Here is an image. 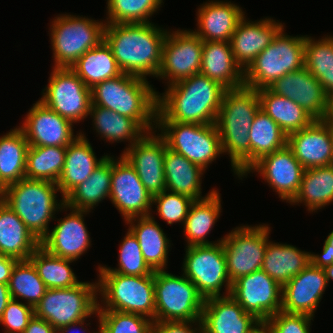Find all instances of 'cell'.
Segmentation results:
<instances>
[{
  "label": "cell",
  "instance_id": "6da1fadb",
  "mask_svg": "<svg viewBox=\"0 0 333 333\" xmlns=\"http://www.w3.org/2000/svg\"><path fill=\"white\" fill-rule=\"evenodd\" d=\"M226 90L201 73L173 83L158 93L156 122L215 123Z\"/></svg>",
  "mask_w": 333,
  "mask_h": 333
},
{
  "label": "cell",
  "instance_id": "7a4b0ae2",
  "mask_svg": "<svg viewBox=\"0 0 333 333\" xmlns=\"http://www.w3.org/2000/svg\"><path fill=\"white\" fill-rule=\"evenodd\" d=\"M167 30L149 23L106 24L104 40L122 73L157 77Z\"/></svg>",
  "mask_w": 333,
  "mask_h": 333
},
{
  "label": "cell",
  "instance_id": "3957f363",
  "mask_svg": "<svg viewBox=\"0 0 333 333\" xmlns=\"http://www.w3.org/2000/svg\"><path fill=\"white\" fill-rule=\"evenodd\" d=\"M259 109L257 90L242 86L225 91L217 115L215 124L222 152L229 155L233 172L239 179L250 169L249 130Z\"/></svg>",
  "mask_w": 333,
  "mask_h": 333
},
{
  "label": "cell",
  "instance_id": "277c9868",
  "mask_svg": "<svg viewBox=\"0 0 333 333\" xmlns=\"http://www.w3.org/2000/svg\"><path fill=\"white\" fill-rule=\"evenodd\" d=\"M91 97L92 105L132 118L146 132L156 129L158 92L145 78L122 73L96 84Z\"/></svg>",
  "mask_w": 333,
  "mask_h": 333
},
{
  "label": "cell",
  "instance_id": "5b68a950",
  "mask_svg": "<svg viewBox=\"0 0 333 333\" xmlns=\"http://www.w3.org/2000/svg\"><path fill=\"white\" fill-rule=\"evenodd\" d=\"M57 192L60 190L55 182L23 178L7 187L4 202L41 241L55 213L66 209L64 198L57 200Z\"/></svg>",
  "mask_w": 333,
  "mask_h": 333
},
{
  "label": "cell",
  "instance_id": "8992f818",
  "mask_svg": "<svg viewBox=\"0 0 333 333\" xmlns=\"http://www.w3.org/2000/svg\"><path fill=\"white\" fill-rule=\"evenodd\" d=\"M97 276V295L102 298L97 310L138 314L155 322L154 273L132 276L99 272Z\"/></svg>",
  "mask_w": 333,
  "mask_h": 333
},
{
  "label": "cell",
  "instance_id": "52a82bcc",
  "mask_svg": "<svg viewBox=\"0 0 333 333\" xmlns=\"http://www.w3.org/2000/svg\"><path fill=\"white\" fill-rule=\"evenodd\" d=\"M305 38L287 35L283 28L244 71V86L267 88L287 73L304 67Z\"/></svg>",
  "mask_w": 333,
  "mask_h": 333
},
{
  "label": "cell",
  "instance_id": "ba28073f",
  "mask_svg": "<svg viewBox=\"0 0 333 333\" xmlns=\"http://www.w3.org/2000/svg\"><path fill=\"white\" fill-rule=\"evenodd\" d=\"M106 22L62 14L50 24V40L53 52V67L70 68L86 51L104 40Z\"/></svg>",
  "mask_w": 333,
  "mask_h": 333
},
{
  "label": "cell",
  "instance_id": "9c48e42d",
  "mask_svg": "<svg viewBox=\"0 0 333 333\" xmlns=\"http://www.w3.org/2000/svg\"><path fill=\"white\" fill-rule=\"evenodd\" d=\"M97 281L81 282L70 288L47 289L34 307L35 316L56 330L97 314Z\"/></svg>",
  "mask_w": 333,
  "mask_h": 333
},
{
  "label": "cell",
  "instance_id": "30bf717a",
  "mask_svg": "<svg viewBox=\"0 0 333 333\" xmlns=\"http://www.w3.org/2000/svg\"><path fill=\"white\" fill-rule=\"evenodd\" d=\"M155 321L201 320L204 298L184 274L154 272Z\"/></svg>",
  "mask_w": 333,
  "mask_h": 333
},
{
  "label": "cell",
  "instance_id": "8fae6325",
  "mask_svg": "<svg viewBox=\"0 0 333 333\" xmlns=\"http://www.w3.org/2000/svg\"><path fill=\"white\" fill-rule=\"evenodd\" d=\"M156 128L165 139L167 147L207 170L223 154L220 134L215 123L195 124L181 122H156Z\"/></svg>",
  "mask_w": 333,
  "mask_h": 333
},
{
  "label": "cell",
  "instance_id": "7c38bea8",
  "mask_svg": "<svg viewBox=\"0 0 333 333\" xmlns=\"http://www.w3.org/2000/svg\"><path fill=\"white\" fill-rule=\"evenodd\" d=\"M185 249L183 274L195 284L199 294L204 299L230 295L232 282L222 241L213 245L186 246ZM222 286L226 291L223 295L220 293Z\"/></svg>",
  "mask_w": 333,
  "mask_h": 333
},
{
  "label": "cell",
  "instance_id": "4fadbf2b",
  "mask_svg": "<svg viewBox=\"0 0 333 333\" xmlns=\"http://www.w3.org/2000/svg\"><path fill=\"white\" fill-rule=\"evenodd\" d=\"M48 83L39 99L45 106L73 124L89 116L91 88L71 68L52 67Z\"/></svg>",
  "mask_w": 333,
  "mask_h": 333
},
{
  "label": "cell",
  "instance_id": "5bb4252c",
  "mask_svg": "<svg viewBox=\"0 0 333 333\" xmlns=\"http://www.w3.org/2000/svg\"><path fill=\"white\" fill-rule=\"evenodd\" d=\"M270 231L268 224L264 223L242 225L223 237L222 246L231 282L262 268Z\"/></svg>",
  "mask_w": 333,
  "mask_h": 333
},
{
  "label": "cell",
  "instance_id": "9a60e30c",
  "mask_svg": "<svg viewBox=\"0 0 333 333\" xmlns=\"http://www.w3.org/2000/svg\"><path fill=\"white\" fill-rule=\"evenodd\" d=\"M203 40L193 30H168L162 46L157 78L167 86L198 74L201 69Z\"/></svg>",
  "mask_w": 333,
  "mask_h": 333
},
{
  "label": "cell",
  "instance_id": "2e32d148",
  "mask_svg": "<svg viewBox=\"0 0 333 333\" xmlns=\"http://www.w3.org/2000/svg\"><path fill=\"white\" fill-rule=\"evenodd\" d=\"M109 199L124 221L152 214L153 197L142 184L133 166L121 154L112 156L111 191Z\"/></svg>",
  "mask_w": 333,
  "mask_h": 333
},
{
  "label": "cell",
  "instance_id": "e0dca14e",
  "mask_svg": "<svg viewBox=\"0 0 333 333\" xmlns=\"http://www.w3.org/2000/svg\"><path fill=\"white\" fill-rule=\"evenodd\" d=\"M283 287L262 269L232 282L230 295L261 322L282 309Z\"/></svg>",
  "mask_w": 333,
  "mask_h": 333
},
{
  "label": "cell",
  "instance_id": "ac0fdd59",
  "mask_svg": "<svg viewBox=\"0 0 333 333\" xmlns=\"http://www.w3.org/2000/svg\"><path fill=\"white\" fill-rule=\"evenodd\" d=\"M157 130L146 132L122 155L133 166L147 191L153 197L166 190L164 156L166 141Z\"/></svg>",
  "mask_w": 333,
  "mask_h": 333
},
{
  "label": "cell",
  "instance_id": "d6986e66",
  "mask_svg": "<svg viewBox=\"0 0 333 333\" xmlns=\"http://www.w3.org/2000/svg\"><path fill=\"white\" fill-rule=\"evenodd\" d=\"M304 171L305 168L296 159L293 151L286 146L263 156L244 176L250 172H258L280 199L290 203L299 192Z\"/></svg>",
  "mask_w": 333,
  "mask_h": 333
},
{
  "label": "cell",
  "instance_id": "ffe728a7",
  "mask_svg": "<svg viewBox=\"0 0 333 333\" xmlns=\"http://www.w3.org/2000/svg\"><path fill=\"white\" fill-rule=\"evenodd\" d=\"M21 126V127H20ZM72 122L54 112L41 101H36L19 128L29 146L67 147L80 134L74 135Z\"/></svg>",
  "mask_w": 333,
  "mask_h": 333
},
{
  "label": "cell",
  "instance_id": "44dd1931",
  "mask_svg": "<svg viewBox=\"0 0 333 333\" xmlns=\"http://www.w3.org/2000/svg\"><path fill=\"white\" fill-rule=\"evenodd\" d=\"M67 209L70 213L57 219L58 224L49 230L40 246L52 255L76 261L91 247V237L84 222V215L89 211L66 206L65 211Z\"/></svg>",
  "mask_w": 333,
  "mask_h": 333
},
{
  "label": "cell",
  "instance_id": "7402d4cb",
  "mask_svg": "<svg viewBox=\"0 0 333 333\" xmlns=\"http://www.w3.org/2000/svg\"><path fill=\"white\" fill-rule=\"evenodd\" d=\"M327 286L324 268L310 263L283 286L281 311L314 317Z\"/></svg>",
  "mask_w": 333,
  "mask_h": 333
},
{
  "label": "cell",
  "instance_id": "603a6c76",
  "mask_svg": "<svg viewBox=\"0 0 333 333\" xmlns=\"http://www.w3.org/2000/svg\"><path fill=\"white\" fill-rule=\"evenodd\" d=\"M201 323L203 333H252L261 321L227 295L204 300Z\"/></svg>",
  "mask_w": 333,
  "mask_h": 333
},
{
  "label": "cell",
  "instance_id": "cb8c5ba5",
  "mask_svg": "<svg viewBox=\"0 0 333 333\" xmlns=\"http://www.w3.org/2000/svg\"><path fill=\"white\" fill-rule=\"evenodd\" d=\"M267 88L274 94L291 99L315 120H321L325 114L328 95L305 67L287 73Z\"/></svg>",
  "mask_w": 333,
  "mask_h": 333
},
{
  "label": "cell",
  "instance_id": "d4e9b609",
  "mask_svg": "<svg viewBox=\"0 0 333 333\" xmlns=\"http://www.w3.org/2000/svg\"><path fill=\"white\" fill-rule=\"evenodd\" d=\"M284 27L285 25L271 17L259 21H248L244 16L239 21L231 36L230 45L236 63L243 71L273 42Z\"/></svg>",
  "mask_w": 333,
  "mask_h": 333
},
{
  "label": "cell",
  "instance_id": "484cf974",
  "mask_svg": "<svg viewBox=\"0 0 333 333\" xmlns=\"http://www.w3.org/2000/svg\"><path fill=\"white\" fill-rule=\"evenodd\" d=\"M287 146L305 169L333 164L331 137L322 120L289 134Z\"/></svg>",
  "mask_w": 333,
  "mask_h": 333
},
{
  "label": "cell",
  "instance_id": "4316f807",
  "mask_svg": "<svg viewBox=\"0 0 333 333\" xmlns=\"http://www.w3.org/2000/svg\"><path fill=\"white\" fill-rule=\"evenodd\" d=\"M245 12L231 1H209L203 3L197 11V25L195 33L203 41H227L236 30Z\"/></svg>",
  "mask_w": 333,
  "mask_h": 333
},
{
  "label": "cell",
  "instance_id": "83f0119b",
  "mask_svg": "<svg viewBox=\"0 0 333 333\" xmlns=\"http://www.w3.org/2000/svg\"><path fill=\"white\" fill-rule=\"evenodd\" d=\"M228 89L244 86V71L236 63L227 41H203L200 72Z\"/></svg>",
  "mask_w": 333,
  "mask_h": 333
},
{
  "label": "cell",
  "instance_id": "f1b7e54d",
  "mask_svg": "<svg viewBox=\"0 0 333 333\" xmlns=\"http://www.w3.org/2000/svg\"><path fill=\"white\" fill-rule=\"evenodd\" d=\"M108 155L97 159L93 148L84 132L71 142L66 149L62 174L57 182L58 189L65 198L74 188L89 178L94 169Z\"/></svg>",
  "mask_w": 333,
  "mask_h": 333
},
{
  "label": "cell",
  "instance_id": "f546056e",
  "mask_svg": "<svg viewBox=\"0 0 333 333\" xmlns=\"http://www.w3.org/2000/svg\"><path fill=\"white\" fill-rule=\"evenodd\" d=\"M40 241L17 214L0 201V254L17 260H28Z\"/></svg>",
  "mask_w": 333,
  "mask_h": 333
},
{
  "label": "cell",
  "instance_id": "4dcf8cb0",
  "mask_svg": "<svg viewBox=\"0 0 333 333\" xmlns=\"http://www.w3.org/2000/svg\"><path fill=\"white\" fill-rule=\"evenodd\" d=\"M203 170L193 164L183 155L169 149L166 144L164 156V176L166 190L190 197L193 200L203 199L209 196L215 189L202 197Z\"/></svg>",
  "mask_w": 333,
  "mask_h": 333
},
{
  "label": "cell",
  "instance_id": "1f68e13d",
  "mask_svg": "<svg viewBox=\"0 0 333 333\" xmlns=\"http://www.w3.org/2000/svg\"><path fill=\"white\" fill-rule=\"evenodd\" d=\"M152 215L132 217L125 223L129 224V229L136 236L147 264L154 271L165 270L171 241Z\"/></svg>",
  "mask_w": 333,
  "mask_h": 333
},
{
  "label": "cell",
  "instance_id": "d6a6232c",
  "mask_svg": "<svg viewBox=\"0 0 333 333\" xmlns=\"http://www.w3.org/2000/svg\"><path fill=\"white\" fill-rule=\"evenodd\" d=\"M220 199L219 190H214L209 196L191 203L183 228L187 247L213 245L223 240H206L222 212Z\"/></svg>",
  "mask_w": 333,
  "mask_h": 333
},
{
  "label": "cell",
  "instance_id": "836d02e7",
  "mask_svg": "<svg viewBox=\"0 0 333 333\" xmlns=\"http://www.w3.org/2000/svg\"><path fill=\"white\" fill-rule=\"evenodd\" d=\"M310 253L290 244L268 241L261 269L283 287L311 263Z\"/></svg>",
  "mask_w": 333,
  "mask_h": 333
},
{
  "label": "cell",
  "instance_id": "e575fe53",
  "mask_svg": "<svg viewBox=\"0 0 333 333\" xmlns=\"http://www.w3.org/2000/svg\"><path fill=\"white\" fill-rule=\"evenodd\" d=\"M112 157L108 154L87 180L74 188L65 198V205L73 209L89 211L98 206L111 191Z\"/></svg>",
  "mask_w": 333,
  "mask_h": 333
},
{
  "label": "cell",
  "instance_id": "d590c367",
  "mask_svg": "<svg viewBox=\"0 0 333 333\" xmlns=\"http://www.w3.org/2000/svg\"><path fill=\"white\" fill-rule=\"evenodd\" d=\"M260 109L269 115L287 134L309 126L315 119L291 99L279 96L268 88L257 90Z\"/></svg>",
  "mask_w": 333,
  "mask_h": 333
},
{
  "label": "cell",
  "instance_id": "8d00e7d4",
  "mask_svg": "<svg viewBox=\"0 0 333 333\" xmlns=\"http://www.w3.org/2000/svg\"><path fill=\"white\" fill-rule=\"evenodd\" d=\"M70 68L89 88L122 74L105 40L86 51Z\"/></svg>",
  "mask_w": 333,
  "mask_h": 333
},
{
  "label": "cell",
  "instance_id": "74e56055",
  "mask_svg": "<svg viewBox=\"0 0 333 333\" xmlns=\"http://www.w3.org/2000/svg\"><path fill=\"white\" fill-rule=\"evenodd\" d=\"M332 202L333 164L305 169L299 192L290 204L303 203L307 210L312 213Z\"/></svg>",
  "mask_w": 333,
  "mask_h": 333
},
{
  "label": "cell",
  "instance_id": "f35d334b",
  "mask_svg": "<svg viewBox=\"0 0 333 333\" xmlns=\"http://www.w3.org/2000/svg\"><path fill=\"white\" fill-rule=\"evenodd\" d=\"M89 115L96 133L107 142L126 140L129 148L146 133L134 119L101 106L91 104Z\"/></svg>",
  "mask_w": 333,
  "mask_h": 333
},
{
  "label": "cell",
  "instance_id": "ab89813d",
  "mask_svg": "<svg viewBox=\"0 0 333 333\" xmlns=\"http://www.w3.org/2000/svg\"><path fill=\"white\" fill-rule=\"evenodd\" d=\"M28 148L19 126L0 137V179L6 187L25 178Z\"/></svg>",
  "mask_w": 333,
  "mask_h": 333
},
{
  "label": "cell",
  "instance_id": "60d3db41",
  "mask_svg": "<svg viewBox=\"0 0 333 333\" xmlns=\"http://www.w3.org/2000/svg\"><path fill=\"white\" fill-rule=\"evenodd\" d=\"M250 168L263 156L287 146L288 135L264 111L258 110L249 130Z\"/></svg>",
  "mask_w": 333,
  "mask_h": 333
},
{
  "label": "cell",
  "instance_id": "b9f144b4",
  "mask_svg": "<svg viewBox=\"0 0 333 333\" xmlns=\"http://www.w3.org/2000/svg\"><path fill=\"white\" fill-rule=\"evenodd\" d=\"M304 67L320 82L325 93L333 94V36L314 39L306 35Z\"/></svg>",
  "mask_w": 333,
  "mask_h": 333
},
{
  "label": "cell",
  "instance_id": "7bdbcfd3",
  "mask_svg": "<svg viewBox=\"0 0 333 333\" xmlns=\"http://www.w3.org/2000/svg\"><path fill=\"white\" fill-rule=\"evenodd\" d=\"M29 260L48 289L70 288L82 282L70 267L73 260L52 255L42 246L34 251Z\"/></svg>",
  "mask_w": 333,
  "mask_h": 333
},
{
  "label": "cell",
  "instance_id": "ee69618b",
  "mask_svg": "<svg viewBox=\"0 0 333 333\" xmlns=\"http://www.w3.org/2000/svg\"><path fill=\"white\" fill-rule=\"evenodd\" d=\"M67 147L29 146L25 178L57 183L63 170Z\"/></svg>",
  "mask_w": 333,
  "mask_h": 333
},
{
  "label": "cell",
  "instance_id": "f6af8a7d",
  "mask_svg": "<svg viewBox=\"0 0 333 333\" xmlns=\"http://www.w3.org/2000/svg\"><path fill=\"white\" fill-rule=\"evenodd\" d=\"M12 299L26 302L35 307L48 289L38 276L33 263L28 260H18L14 265L8 282Z\"/></svg>",
  "mask_w": 333,
  "mask_h": 333
},
{
  "label": "cell",
  "instance_id": "bcb514c9",
  "mask_svg": "<svg viewBox=\"0 0 333 333\" xmlns=\"http://www.w3.org/2000/svg\"><path fill=\"white\" fill-rule=\"evenodd\" d=\"M163 0H107L106 24L149 23Z\"/></svg>",
  "mask_w": 333,
  "mask_h": 333
},
{
  "label": "cell",
  "instance_id": "7dc6e473",
  "mask_svg": "<svg viewBox=\"0 0 333 333\" xmlns=\"http://www.w3.org/2000/svg\"><path fill=\"white\" fill-rule=\"evenodd\" d=\"M117 268L98 265V272H115L118 274L145 276L155 271L145 261L138 240L128 228L127 234L120 243Z\"/></svg>",
  "mask_w": 333,
  "mask_h": 333
},
{
  "label": "cell",
  "instance_id": "c3c4849f",
  "mask_svg": "<svg viewBox=\"0 0 333 333\" xmlns=\"http://www.w3.org/2000/svg\"><path fill=\"white\" fill-rule=\"evenodd\" d=\"M100 333H147L153 321L147 317L115 310H97Z\"/></svg>",
  "mask_w": 333,
  "mask_h": 333
},
{
  "label": "cell",
  "instance_id": "681fc988",
  "mask_svg": "<svg viewBox=\"0 0 333 333\" xmlns=\"http://www.w3.org/2000/svg\"><path fill=\"white\" fill-rule=\"evenodd\" d=\"M194 200L188 196L164 190L160 194L153 196L152 204L156 205V210L161 219L167 224L182 223L184 226L189 208Z\"/></svg>",
  "mask_w": 333,
  "mask_h": 333
},
{
  "label": "cell",
  "instance_id": "f907efd6",
  "mask_svg": "<svg viewBox=\"0 0 333 333\" xmlns=\"http://www.w3.org/2000/svg\"><path fill=\"white\" fill-rule=\"evenodd\" d=\"M34 315L33 306L19 302V299H11L0 318V324L5 327V333H23Z\"/></svg>",
  "mask_w": 333,
  "mask_h": 333
},
{
  "label": "cell",
  "instance_id": "816d5d0a",
  "mask_svg": "<svg viewBox=\"0 0 333 333\" xmlns=\"http://www.w3.org/2000/svg\"><path fill=\"white\" fill-rule=\"evenodd\" d=\"M313 318L306 314H289L279 311L270 316L265 323L273 333H310Z\"/></svg>",
  "mask_w": 333,
  "mask_h": 333
},
{
  "label": "cell",
  "instance_id": "f5cc1de1",
  "mask_svg": "<svg viewBox=\"0 0 333 333\" xmlns=\"http://www.w3.org/2000/svg\"><path fill=\"white\" fill-rule=\"evenodd\" d=\"M152 328L156 333H203L201 320L155 321Z\"/></svg>",
  "mask_w": 333,
  "mask_h": 333
},
{
  "label": "cell",
  "instance_id": "db71d44e",
  "mask_svg": "<svg viewBox=\"0 0 333 333\" xmlns=\"http://www.w3.org/2000/svg\"><path fill=\"white\" fill-rule=\"evenodd\" d=\"M322 249V254L310 253L311 264L319 268L333 264V231L325 239Z\"/></svg>",
  "mask_w": 333,
  "mask_h": 333
},
{
  "label": "cell",
  "instance_id": "11a10c76",
  "mask_svg": "<svg viewBox=\"0 0 333 333\" xmlns=\"http://www.w3.org/2000/svg\"><path fill=\"white\" fill-rule=\"evenodd\" d=\"M23 333H57V330L46 320L40 319L34 315Z\"/></svg>",
  "mask_w": 333,
  "mask_h": 333
},
{
  "label": "cell",
  "instance_id": "9f6ffc18",
  "mask_svg": "<svg viewBox=\"0 0 333 333\" xmlns=\"http://www.w3.org/2000/svg\"><path fill=\"white\" fill-rule=\"evenodd\" d=\"M18 260L0 254V283L8 284L12 269Z\"/></svg>",
  "mask_w": 333,
  "mask_h": 333
},
{
  "label": "cell",
  "instance_id": "6f0895ef",
  "mask_svg": "<svg viewBox=\"0 0 333 333\" xmlns=\"http://www.w3.org/2000/svg\"><path fill=\"white\" fill-rule=\"evenodd\" d=\"M11 299L8 284L0 283V318L2 317L4 310Z\"/></svg>",
  "mask_w": 333,
  "mask_h": 333
},
{
  "label": "cell",
  "instance_id": "680465c9",
  "mask_svg": "<svg viewBox=\"0 0 333 333\" xmlns=\"http://www.w3.org/2000/svg\"><path fill=\"white\" fill-rule=\"evenodd\" d=\"M328 127H333V94L327 97L325 114L321 119Z\"/></svg>",
  "mask_w": 333,
  "mask_h": 333
},
{
  "label": "cell",
  "instance_id": "91938a15",
  "mask_svg": "<svg viewBox=\"0 0 333 333\" xmlns=\"http://www.w3.org/2000/svg\"><path fill=\"white\" fill-rule=\"evenodd\" d=\"M86 319H84V320H82V321H79V322H77V323H73V324H69V325H66V326H64V327H62V328H60V329H58L57 330V333H69V331H72L73 329L72 328H75L76 330H77V327L79 326V328H80V326H81V328L83 329V331L85 332L86 331V329L83 327V325H89L88 323L87 324H85L86 323V321H85ZM77 326V327H76ZM99 330L98 331H96V333H100V323H99ZM72 329V330H71ZM95 333V332H94Z\"/></svg>",
  "mask_w": 333,
  "mask_h": 333
},
{
  "label": "cell",
  "instance_id": "94428289",
  "mask_svg": "<svg viewBox=\"0 0 333 333\" xmlns=\"http://www.w3.org/2000/svg\"><path fill=\"white\" fill-rule=\"evenodd\" d=\"M252 333H273L265 322H261Z\"/></svg>",
  "mask_w": 333,
  "mask_h": 333
},
{
  "label": "cell",
  "instance_id": "6125c7cd",
  "mask_svg": "<svg viewBox=\"0 0 333 333\" xmlns=\"http://www.w3.org/2000/svg\"><path fill=\"white\" fill-rule=\"evenodd\" d=\"M324 271L326 273V278L329 283V281L333 280V264L326 266L324 268Z\"/></svg>",
  "mask_w": 333,
  "mask_h": 333
},
{
  "label": "cell",
  "instance_id": "be15d7a7",
  "mask_svg": "<svg viewBox=\"0 0 333 333\" xmlns=\"http://www.w3.org/2000/svg\"><path fill=\"white\" fill-rule=\"evenodd\" d=\"M6 190L7 187L4 185V183L0 179V201H4L6 196Z\"/></svg>",
  "mask_w": 333,
  "mask_h": 333
},
{
  "label": "cell",
  "instance_id": "e7e4bbea",
  "mask_svg": "<svg viewBox=\"0 0 333 333\" xmlns=\"http://www.w3.org/2000/svg\"><path fill=\"white\" fill-rule=\"evenodd\" d=\"M328 129H329V134H330V137H331L332 150H333V127H328Z\"/></svg>",
  "mask_w": 333,
  "mask_h": 333
},
{
  "label": "cell",
  "instance_id": "03108f58",
  "mask_svg": "<svg viewBox=\"0 0 333 333\" xmlns=\"http://www.w3.org/2000/svg\"><path fill=\"white\" fill-rule=\"evenodd\" d=\"M147 333H156V331L152 328L150 331H148Z\"/></svg>",
  "mask_w": 333,
  "mask_h": 333
}]
</instances>
